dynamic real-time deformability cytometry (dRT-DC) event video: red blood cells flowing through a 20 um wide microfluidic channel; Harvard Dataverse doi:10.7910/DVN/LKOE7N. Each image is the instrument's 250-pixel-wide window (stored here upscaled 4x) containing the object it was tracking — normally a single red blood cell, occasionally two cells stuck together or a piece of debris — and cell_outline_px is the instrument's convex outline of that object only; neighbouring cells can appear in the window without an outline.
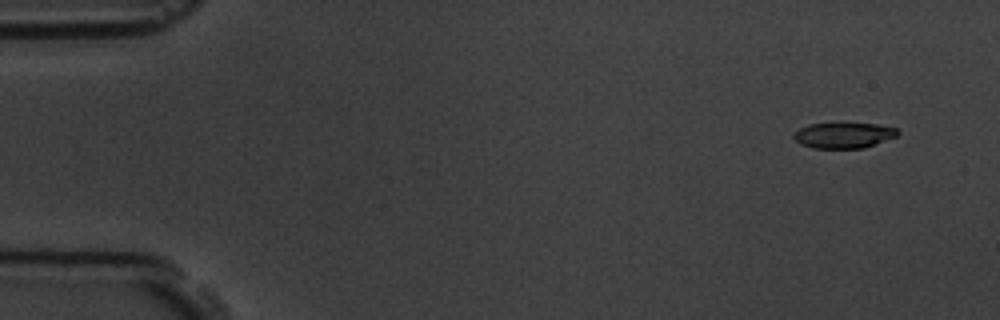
{"species": "common noctule bat (a hibernating species)", "species_latin": "Nyctalus noctula", "temperature_condition": "room temperature", "stored_images_in_passage": 8, "camera_frame_rate_fps": 3000, "um_per_image_px": 0.085, "animal": {"sex": "male", "body_mass_g": 19.5, "forearm_length_mm": 54.6}, "frame": {"image": 1, "passage_image": 2, "time_ms": 1.0, "image_size_px": [1000, 320], "cell_outline_px": [[900, 132], [896, 136], [864, 148], [812, 148], [800, 144], [792, 136], [800, 128], [808, 124], [840, 120], [876, 124], [896, 128]], "centroid_in_image_um": [71.69, 11.44], "position_along_channel_um": 13.3, "area_um2": 16.24}}
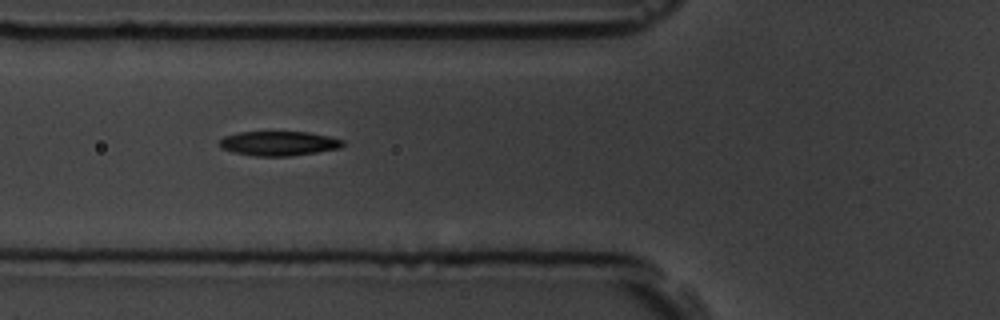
{"frame": {"image": 2, "passage_image": 7, "time_ms": 6.667, "image_size_px": [1000, 320], "cell_outline_px": [[344, 144], [340, 148], [316, 152], [288, 156], [256, 156], [232, 152], [220, 148], [220, 140], [224, 136], [240, 132], [308, 132], [328, 136], [344, 140]], "centroid_in_image_um": [23.68, 12.19], "position_along_channel_um": 102.1, "area_um2": 17.51}}
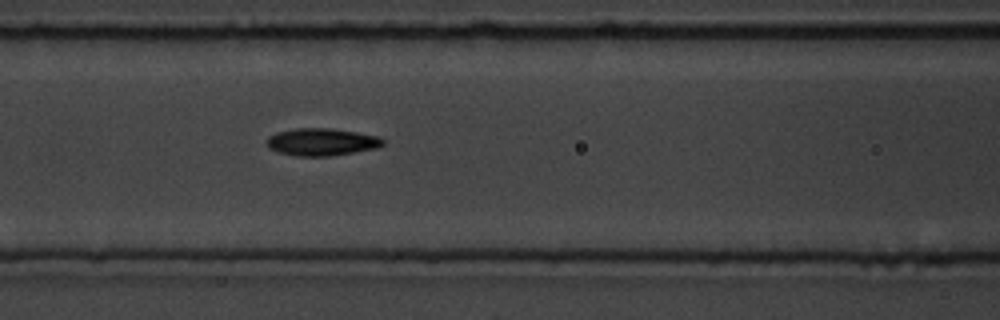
{"frame": {"image": 3, "passage_image": 8, "time_ms": 7.667, "image_size_px": [1000, 320], "cell_outline_px": [[384, 144], [376, 148], [328, 156], [296, 156], [280, 152], [268, 148], [268, 136], [276, 132], [296, 128], [332, 128], [356, 132], [376, 136], [384, 140]], "centroid_in_image_um": [27.32, 12.06], "position_along_channel_um": 139.3, "area_um2": 18.32}}